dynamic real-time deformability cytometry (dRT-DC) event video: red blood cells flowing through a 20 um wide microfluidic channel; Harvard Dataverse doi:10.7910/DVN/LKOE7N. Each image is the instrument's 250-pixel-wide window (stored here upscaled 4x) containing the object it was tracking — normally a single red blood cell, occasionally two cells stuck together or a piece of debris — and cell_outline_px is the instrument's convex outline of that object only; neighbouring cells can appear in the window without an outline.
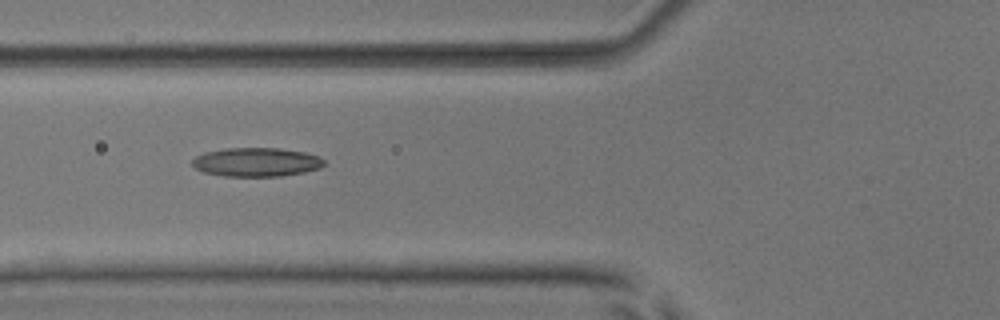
{"species": "common noctule bat (a hibernating species)", "species_latin": "Nyctalus noctula", "temperature_condition": "room temperature", "stored_images_in_passage": 5, "camera_frame_rate_fps": 3000, "um_per_image_px": 0.085, "animal": {"sex": "male", "body_mass_g": 17.9, "forearm_length_mm": 54.2}, "frame": {"image": 1, "passage_image": 3, "time_ms": 2.333, "image_size_px": [1000, 320], "cell_outline_px": [[324, 164], [320, 168], [304, 172], [280, 176], [224, 176], [204, 172], [196, 168], [192, 164], [192, 160], [196, 156], [204, 152], [224, 148], [276, 148], [304, 152], [320, 156], [324, 160]], "centroid_in_image_um": [21.79, 13.77], "position_along_channel_um": 104.0, "area_um2": 22.14}}
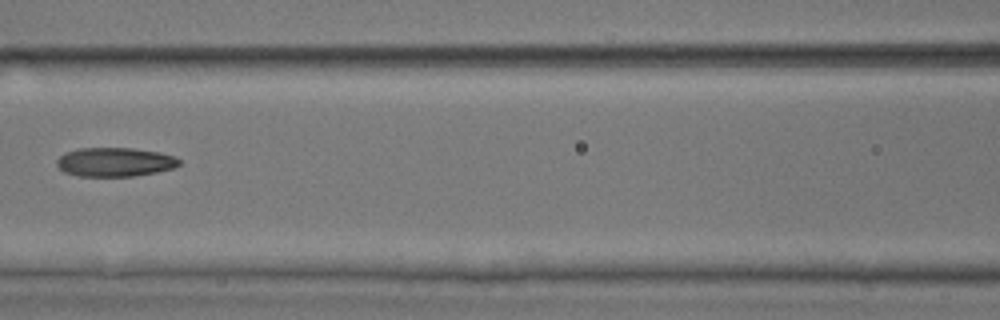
{"frame": {"image": 2, "passage_image": 4, "time_ms": 3.667, "image_size_px": [1000, 320], "cell_outline_px": [[180, 164], [172, 168], [156, 172], [132, 176], [76, 176], [64, 172], [56, 164], [56, 160], [64, 152], [80, 148], [132, 148], [160, 152], [172, 156], [180, 160]], "centroid_in_image_um": [9.72, 13.77], "position_along_channel_um": 156.9, "area_um2": 20.63}}
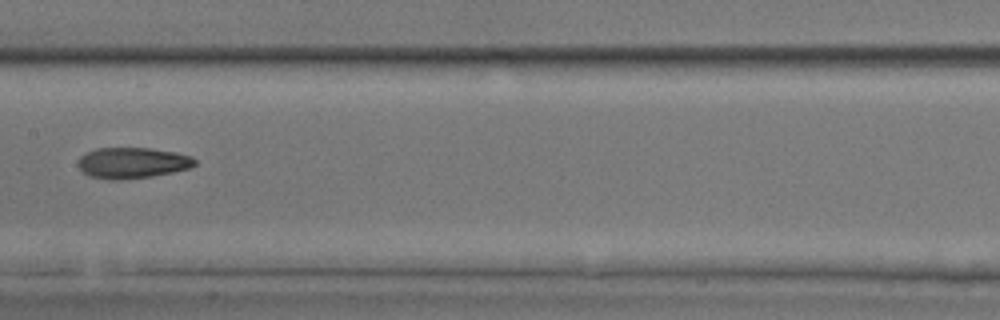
{"frame": {"image": 3, "passage_image": 5, "time_ms": 4.667, "image_size_px": [1000, 320], "cell_outline_px": [[196, 164], [188, 168], [172, 172], [152, 176], [120, 180], [108, 180], [88, 176], [76, 164], [80, 156], [96, 148], [152, 148], [176, 152], [192, 156], [196, 160]], "centroid_in_image_um": [11.23, 13.84], "position_along_channel_um": 196.2, "area_um2": 21.15}}